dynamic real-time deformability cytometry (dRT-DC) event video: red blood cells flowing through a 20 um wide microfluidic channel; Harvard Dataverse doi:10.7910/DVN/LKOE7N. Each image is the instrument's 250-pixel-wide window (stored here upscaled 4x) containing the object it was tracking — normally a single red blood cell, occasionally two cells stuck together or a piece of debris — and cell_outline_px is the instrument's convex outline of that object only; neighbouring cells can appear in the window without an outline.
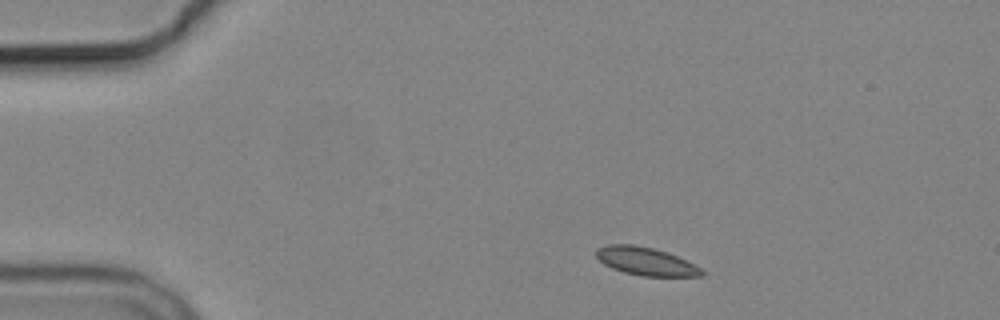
{"species": "common noctule bat (a hibernating species)", "species_latin": "Nyctalus noctula", "temperature_condition": "cold", "stored_images_in_passage": 3, "camera_frame_rate_fps": 3000, "um_per_image_px": 0.085, "animal": {"sex": "male", "body_mass_g": 19.2, "forearm_length_mm": 51.8}, "frame": {"image": 1, "passage_image": 1, "time_ms": 0.0, "image_size_px": [1000, 320], "cell_outline_px": [[704, 276], [640, 276], [624, 272], [612, 268], [604, 264], [596, 256], [596, 248], [608, 244], [632, 244], [652, 248], [668, 252], [700, 268], [704, 272]], "centroid_in_image_um": [54.85, 22.21], "position_along_channel_um": 30.1, "area_um2": 17.11}}
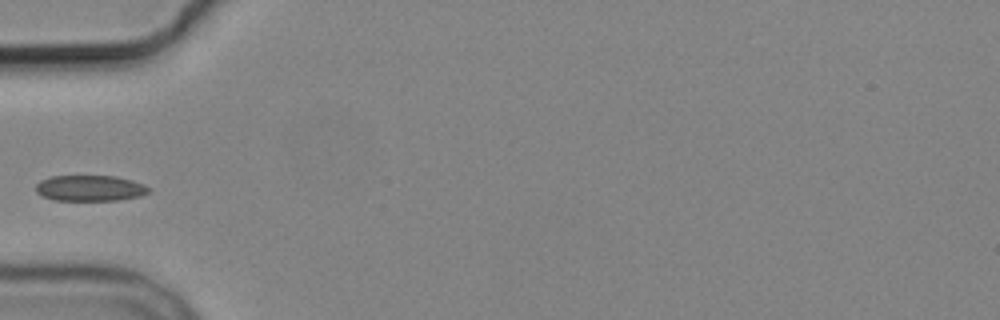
{"frame": {"image": 2, "passage_image": 3, "time_ms": 3.0, "image_size_px": [1000, 320], "cell_outline_px": [[148, 192], [140, 196], [120, 200], [52, 200], [36, 192], [36, 184], [40, 180], [52, 176], [116, 176], [132, 180], [144, 184], [148, 188]], "centroid_in_image_um": [7.63, 15.99], "position_along_channel_um": 77.4, "area_um2": 16.94}}